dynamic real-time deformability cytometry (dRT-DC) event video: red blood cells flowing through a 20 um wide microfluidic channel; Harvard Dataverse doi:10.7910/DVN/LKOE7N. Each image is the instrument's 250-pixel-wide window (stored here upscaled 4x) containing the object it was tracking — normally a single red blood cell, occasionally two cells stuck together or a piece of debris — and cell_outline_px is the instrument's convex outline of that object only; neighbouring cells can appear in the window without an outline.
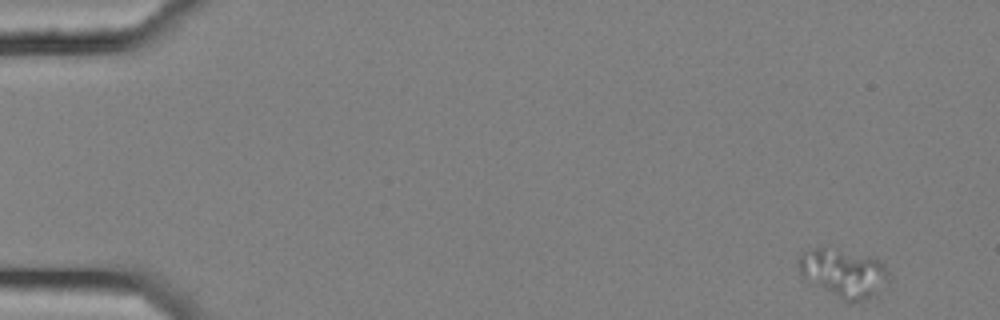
{"species": "common noctule bat (a hibernating species)", "species_latin": "Nyctalus noctula", "temperature_condition": "cold", "stored_images_in_passage": 5, "camera_frame_rate_fps": 3000, "um_per_image_px": 0.085, "animal": {"sex": "female", "body_mass_g": 25.1}, "frame": {"image": 1, "passage_image": 1, "time_ms": 0.0, "image_size_px": [1000, 320], "cell_outline_px": [[888, 272], [872, 296], [852, 304], [848, 304], [812, 284], [800, 272], [796, 260], [804, 252], [812, 248], [820, 248], [872, 256], [880, 260], [884, 264]], "centroid_in_image_um": [71.62, 23.23], "position_along_channel_um": 13.4, "area_um2": 24.74}}
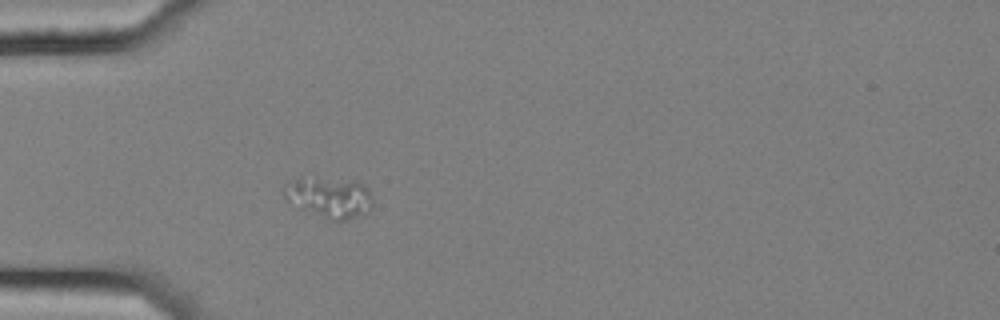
{"frame": {"image": 2, "passage_image": 5, "time_ms": 1.333, "image_size_px": [1000, 320], "cell_outline_px": [[372, 208], [348, 220], [332, 220], [300, 208], [288, 200], [284, 196], [284, 184], [296, 180], [316, 180], [360, 184], [368, 188], [372, 196]], "centroid_in_image_um": [28.01, 16.85], "position_along_channel_um": 57.0, "area_um2": 19.48}}